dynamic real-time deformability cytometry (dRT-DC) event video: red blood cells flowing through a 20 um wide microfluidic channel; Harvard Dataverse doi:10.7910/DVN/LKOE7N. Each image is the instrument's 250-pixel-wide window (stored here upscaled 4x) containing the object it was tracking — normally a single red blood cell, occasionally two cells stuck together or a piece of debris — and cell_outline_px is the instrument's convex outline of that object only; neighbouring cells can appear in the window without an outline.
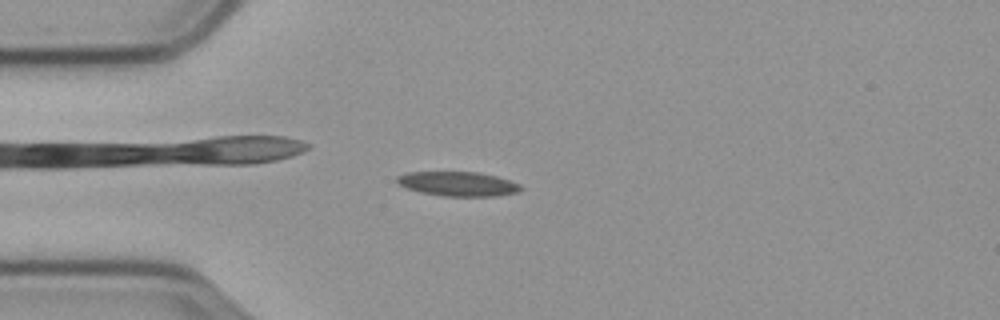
{"species": "common noctule bat (a hibernating species)", "species_latin": "Nyctalus noctula", "temperature_condition": "cold", "stored_images_in_passage": 57, "camera_frame_rate_fps": 3000, "um_per_image_px": 0.085, "animal": {"sex": "male", "body_mass_g": 23.1, "forearm_length_mm": 52.7}, "frame": {"image": 1, "passage_image": 14, "time_ms": 4.333, "image_size_px": [1000, 320], "cell_outline_px": [[524, 188], [520, 192], [496, 196], [444, 196], [420, 192], [408, 188], [400, 184], [396, 180], [396, 176], [408, 172], [480, 172], [496, 176], [520, 184]], "centroid_in_image_um": [38.97, 15.63], "position_along_channel_um": 46.0, "area_um2": 17.63}}
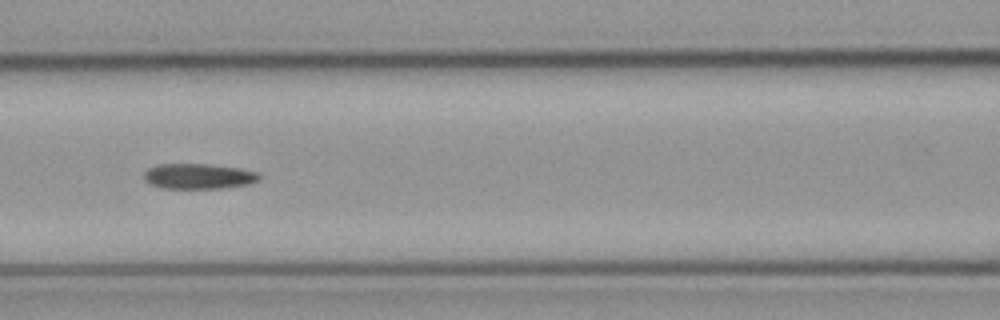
{"frame": {"image": 2, "passage_image": 24, "time_ms": 7.667, "image_size_px": [1000, 320], "cell_outline_px": [[260, 176], [256, 180], [248, 184], [220, 188], [160, 188], [144, 180], [144, 172], [148, 168], [160, 164], [208, 164], [240, 168], [260, 172]], "centroid_in_image_um": [16.86, 14.97], "position_along_channel_um": 149.7, "area_um2": 16.94}}
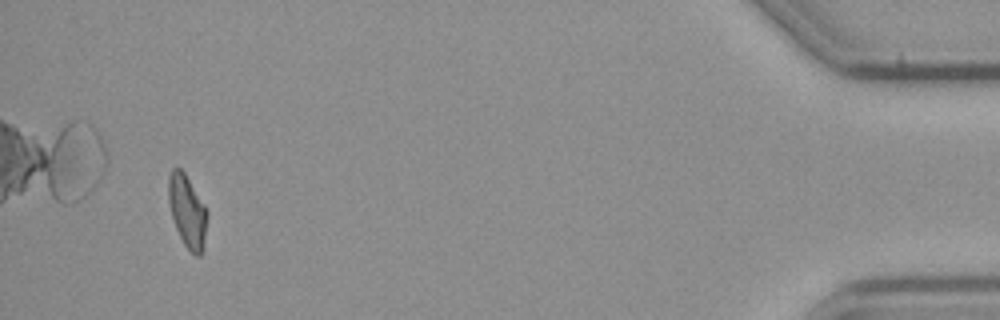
{"frame": {"image": 3, "passage_image": 54, "time_ms": 17.667, "image_size_px": [1000, 320], "cell_outline_px": [[208, 216], [200, 256], [196, 256], [184, 244], [176, 228], [172, 216], [168, 200], [168, 176], [172, 168], [180, 168], [184, 172], [204, 204], [208, 212]], "centroid_in_image_um": [15.9, 17.9], "position_along_channel_um": 419.3, "area_um2": 16.01}}